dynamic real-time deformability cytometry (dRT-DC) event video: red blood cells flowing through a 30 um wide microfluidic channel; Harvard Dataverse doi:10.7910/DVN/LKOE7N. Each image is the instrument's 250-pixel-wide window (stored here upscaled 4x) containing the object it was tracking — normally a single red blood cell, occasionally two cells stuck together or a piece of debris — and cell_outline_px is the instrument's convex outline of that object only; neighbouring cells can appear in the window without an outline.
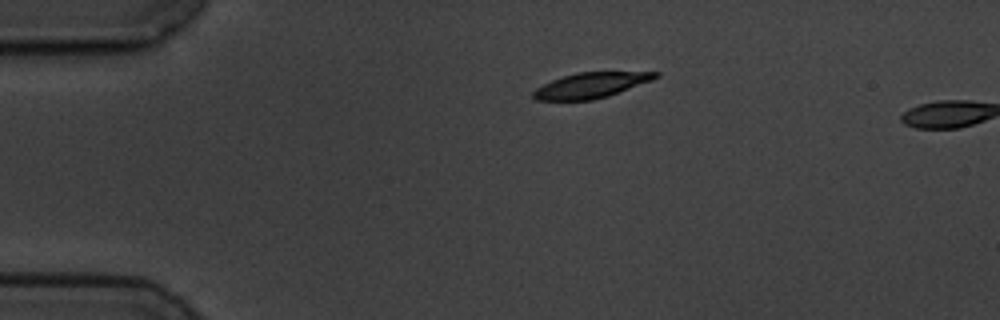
{"species": "common noctule bat (a hibernating species)", "species_latin": "Nyctalus noctula", "temperature_condition": "cold", "stored_images_in_passage": 2, "camera_frame_rate_fps": 3000, "um_per_image_px": 0.085, "animal": {"sex": "male", "body_mass_g": 19.5, "forearm_length_mm": 54.6}, "frame": {"image": 1, "passage_image": 1, "time_ms": 0.0, "image_size_px": [1000, 320], "cell_outline_px": [[660, 76], [652, 80], [608, 96], [592, 100], [536, 100], [532, 96], [532, 92], [536, 88], [552, 80], [564, 76], [580, 72], [660, 72]], "centroid_in_image_um": [50.23, 7.25], "position_along_channel_um": 34.8, "area_um2": 17.86}}